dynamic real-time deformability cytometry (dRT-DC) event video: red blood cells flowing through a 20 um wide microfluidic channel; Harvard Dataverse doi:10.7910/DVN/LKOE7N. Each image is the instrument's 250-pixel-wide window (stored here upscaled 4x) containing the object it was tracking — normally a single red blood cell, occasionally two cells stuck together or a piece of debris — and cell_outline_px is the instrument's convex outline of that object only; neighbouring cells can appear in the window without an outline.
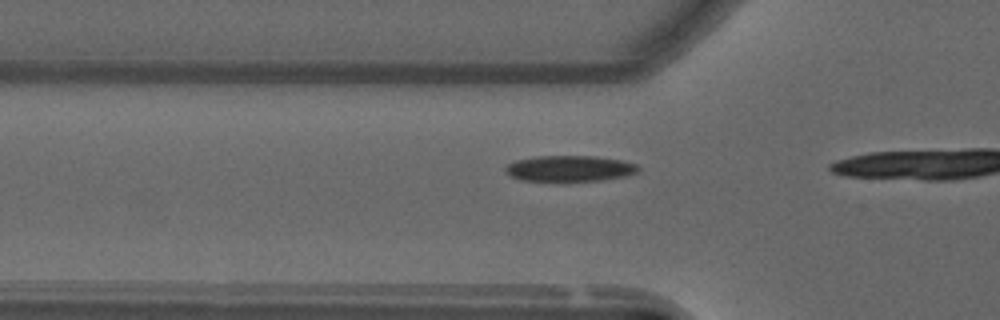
{"species": "common noctule bat (a hibernating species)", "species_latin": "Nyctalus noctula", "temperature_condition": "warm", "stored_images_in_passage": 9, "camera_frame_rate_fps": 3000, "um_per_image_px": 0.085, "animal": {"sex": "male", "forearm_length_mm": 52.5}, "frame": {"image": 1, "passage_image": 7, "time_ms": 2.0, "image_size_px": [1000, 320], "cell_outline_px": [[640, 172], [628, 176], [604, 180], [564, 184], [556, 184], [520, 180], [508, 176], [504, 172], [504, 164], [516, 160], [532, 156], [596, 156], [624, 160], [640, 164]], "centroid_in_image_um": [48.4, 14.37], "position_along_channel_um": 77.4, "area_um2": 21.85}}